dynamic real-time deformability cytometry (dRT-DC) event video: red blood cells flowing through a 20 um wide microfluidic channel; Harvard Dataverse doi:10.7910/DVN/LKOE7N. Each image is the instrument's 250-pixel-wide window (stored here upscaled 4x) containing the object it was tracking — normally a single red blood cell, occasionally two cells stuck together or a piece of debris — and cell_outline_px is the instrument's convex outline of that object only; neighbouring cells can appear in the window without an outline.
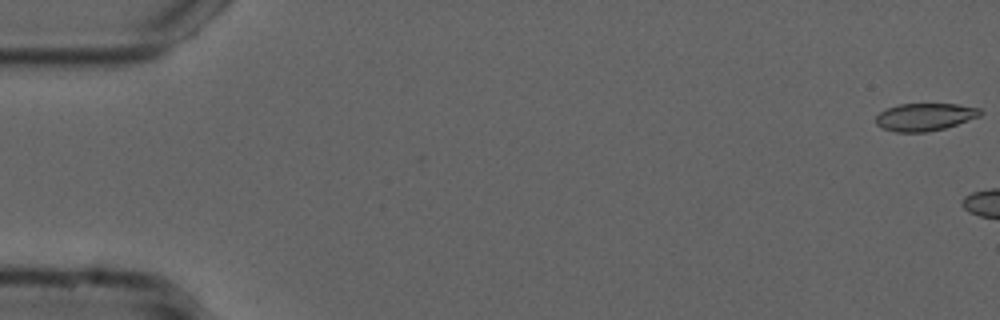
{"species": "common noctule bat (a hibernating species)", "species_latin": "Nyctalus noctula", "temperature_condition": "cold", "stored_images_in_passage": 2, "camera_frame_rate_fps": 3000, "um_per_image_px": 0.085, "animal": {"sex": "male", "forearm_length_mm": 52.5}, "frame": {"image": 1, "passage_image": 2, "time_ms": 0.333, "image_size_px": [1000, 320], "cell_outline_px": [[980, 116], [944, 128], [928, 132], [896, 132], [884, 128], [876, 124], [876, 116], [884, 108], [900, 104], [956, 104], [980, 108]], "centroid_in_image_um": [78.57, 9.93], "position_along_channel_um": 6.4, "area_um2": 16.65}}